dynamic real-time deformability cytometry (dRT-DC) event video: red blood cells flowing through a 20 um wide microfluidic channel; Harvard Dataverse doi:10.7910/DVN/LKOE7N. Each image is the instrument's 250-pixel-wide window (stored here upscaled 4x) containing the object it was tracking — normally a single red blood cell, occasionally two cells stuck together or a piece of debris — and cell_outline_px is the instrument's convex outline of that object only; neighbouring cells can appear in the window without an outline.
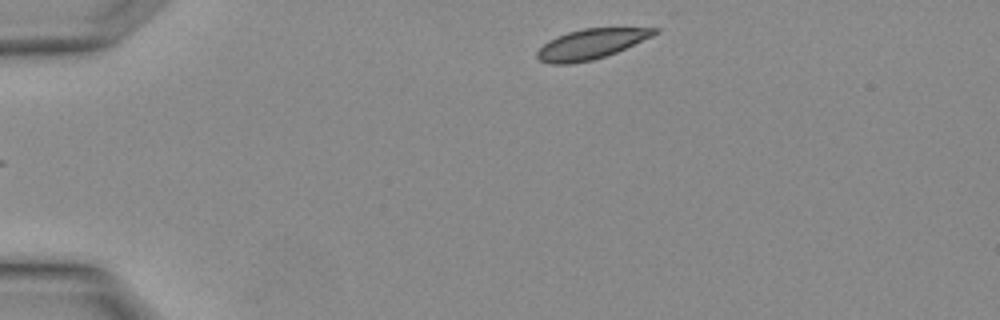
{"species": "Egyptian fruit bat (a non-hibernating species)", "species_latin": "Rousettus aegyptiacus", "temperature_condition": "warm", "stored_images_in_passage": 3, "segment_of_instrument_passage": [1, 2], "camera_frame_rate_fps": 3000, "um_per_image_px": 0.085, "animal": {"sex": "female"}, "frame": {"image": 1, "passage_image": 1, "time_ms": 0.0, "image_size_px": [1000, 320], "cell_outline_px": [[660, 32], [652, 36], [616, 52], [592, 60], [568, 64], [552, 64], [540, 60], [536, 56], [536, 52], [548, 40], [556, 36], [568, 32], [584, 28], [660, 28]], "centroid_in_image_um": [50.22, 3.74], "position_along_channel_um": 34.8, "area_um2": 20.35}}